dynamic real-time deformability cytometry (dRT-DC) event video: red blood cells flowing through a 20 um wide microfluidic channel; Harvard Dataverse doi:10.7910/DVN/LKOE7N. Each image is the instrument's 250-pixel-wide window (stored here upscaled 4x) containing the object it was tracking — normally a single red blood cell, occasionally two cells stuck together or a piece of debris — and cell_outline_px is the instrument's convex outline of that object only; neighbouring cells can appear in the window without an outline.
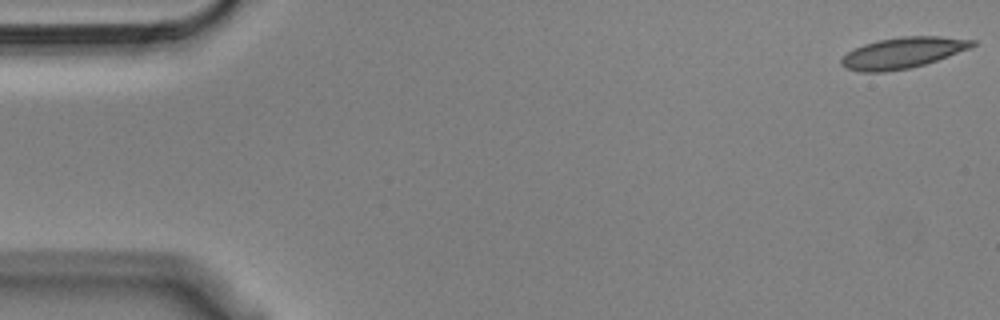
{"species": "Egyptian fruit bat (a non-hibernating species)", "species_latin": "Rousettus aegyptiacus", "temperature_condition": "cold", "stored_images_in_passage": 55, "camera_frame_rate_fps": 3000, "um_per_image_px": 0.085, "animal": {"sex": "male"}, "frame": {"image": 1, "passage_image": 1, "time_ms": 0.0, "image_size_px": [1000, 320], "cell_outline_px": [[976, 44], [972, 48], [924, 64], [908, 68], [884, 72], [860, 72], [844, 68], [840, 64], [840, 60], [848, 52], [864, 44], [876, 40], [904, 36], [940, 36], [976, 40]], "centroid_in_image_um": [76.73, 4.48], "position_along_channel_um": 8.3, "area_um2": 23.64}}
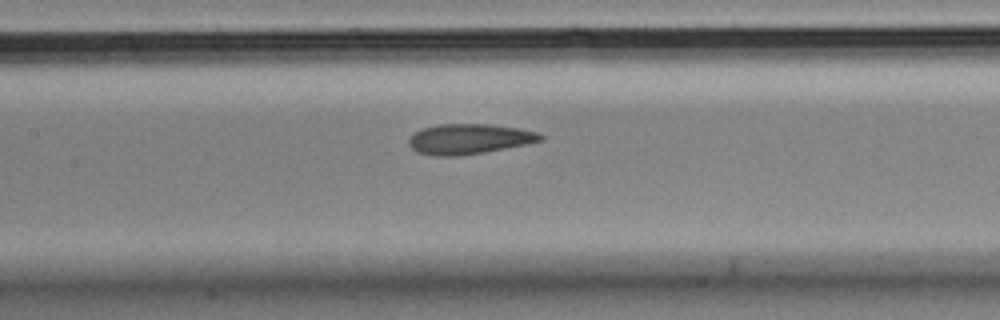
{"frame": {"image": 2, "passage_image": 25, "time_ms": 8.0, "image_size_px": [1000, 320], "cell_outline_px": [[544, 140], [528, 144], [484, 152], [460, 156], [436, 156], [416, 152], [408, 144], [408, 140], [412, 132], [424, 128], [440, 124], [492, 124], [520, 128], [540, 132], [544, 136]], "centroid_in_image_um": [39.9, 11.81], "position_along_channel_um": 167.5, "area_um2": 23.52}}
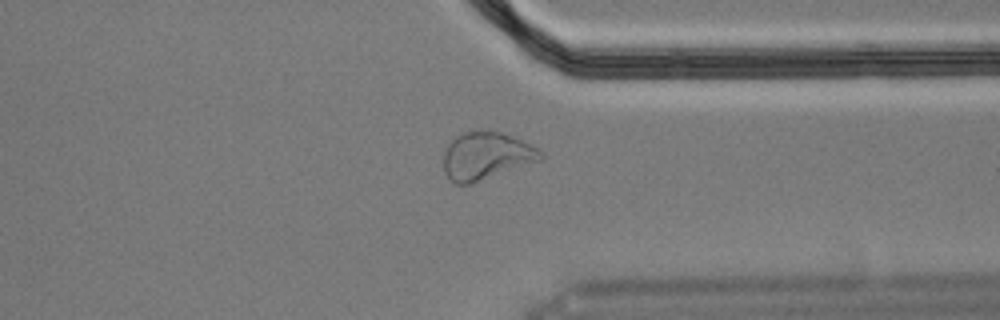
{"frame": {"image": 3, "passage_image": 42, "time_ms": 13.667, "image_size_px": [1000, 320], "cell_outline_px": [[544, 160], [468, 184], [456, 184], [444, 172], [444, 152], [448, 144], [456, 136], [464, 132], [500, 132], [512, 136], [544, 152]], "centroid_in_image_um": [41.35, 13.26], "position_along_channel_um": 370.0, "area_um2": 26.47}, "authors_computed_cell_mechanics": {"area_um2": 23.5246, "velocity_mm_per_s": 3.6098, "shape_relaxation_time_tau1_ms": null, "shape_relaxation_time_tau2_ms": 2.4467, "deformation_change_tau1": null, "deformation_change_tau2": 0.0508}}